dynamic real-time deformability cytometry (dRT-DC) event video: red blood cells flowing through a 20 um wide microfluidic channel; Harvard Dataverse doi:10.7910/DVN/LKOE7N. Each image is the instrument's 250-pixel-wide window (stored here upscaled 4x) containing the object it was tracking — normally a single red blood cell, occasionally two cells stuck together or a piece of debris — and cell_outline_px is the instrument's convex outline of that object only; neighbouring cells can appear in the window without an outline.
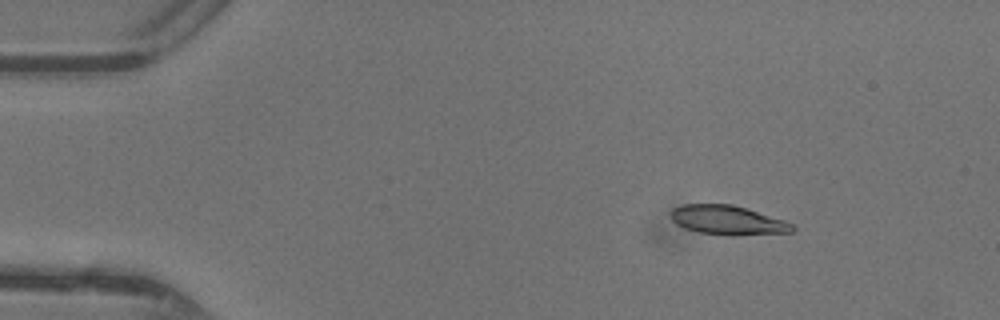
{"species": "common noctule bat (a hibernating species)", "species_latin": "Nyctalus noctula", "temperature_condition": "warm", "stored_images_in_passage": 16, "camera_frame_rate_fps": 3000, "um_per_image_px": 0.085, "animal": {"sex": "female"}, "frame": {"image": 1, "passage_image": 7, "time_ms": 2.0, "image_size_px": [1000, 320], "cell_outline_px": [[796, 228], [792, 232], [736, 236], [728, 236], [700, 232], [684, 228], [676, 224], [668, 216], [668, 212], [672, 208], [684, 204], [732, 204], [784, 220], [792, 224]], "centroid_in_image_um": [61.81, 18.72], "position_along_channel_um": 23.2, "area_um2": 20.98}}
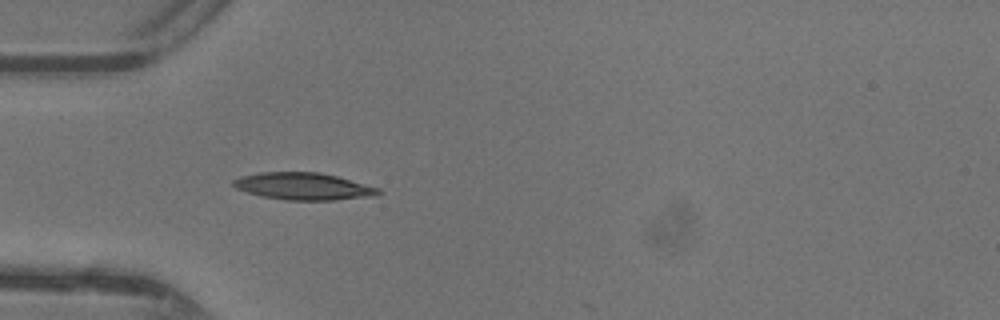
{"frame": {"image": 2, "passage_image": 15, "time_ms": 4.667, "image_size_px": [1000, 320], "cell_outline_px": [[380, 192], [376, 196], [332, 200], [284, 200], [264, 196], [248, 192], [236, 188], [232, 184], [232, 180], [240, 176], [260, 172], [320, 172], [336, 176], [380, 188]], "centroid_in_image_um": [25.78, 15.83], "position_along_channel_um": 59.2, "area_um2": 22.83}}